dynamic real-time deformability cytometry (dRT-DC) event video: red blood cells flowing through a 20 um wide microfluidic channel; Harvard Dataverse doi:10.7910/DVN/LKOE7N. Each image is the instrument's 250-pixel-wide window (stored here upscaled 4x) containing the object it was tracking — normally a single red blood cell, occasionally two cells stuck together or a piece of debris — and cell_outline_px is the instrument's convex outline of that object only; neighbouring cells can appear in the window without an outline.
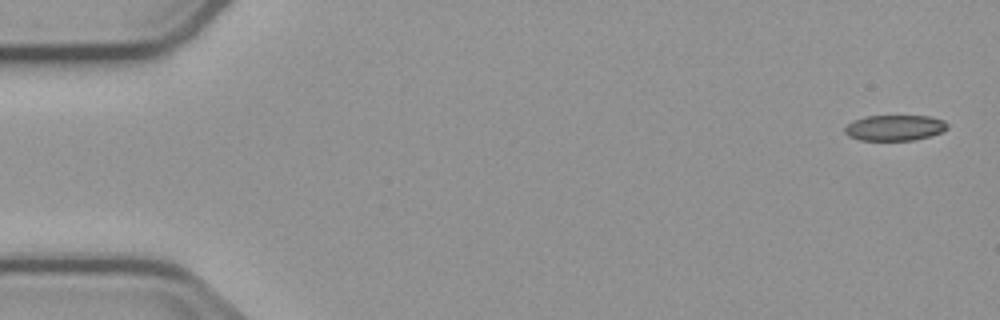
{"species": "common noctule bat (a hibernating species)", "species_latin": "Nyctalus noctula", "temperature_condition": "cold", "stored_images_in_passage": 4, "camera_frame_rate_fps": 3000, "um_per_image_px": 0.085, "animal": {"sex": "male", "body_mass_g": 23.1, "forearm_length_mm": 52.7}, "frame": {"image": 1, "passage_image": 1, "time_ms": 0.0, "image_size_px": [1000, 320], "cell_outline_px": [[948, 128], [940, 132], [928, 136], [912, 140], [860, 140], [848, 136], [844, 132], [844, 128], [852, 120], [864, 116], [928, 116], [944, 120], [948, 124]], "centroid_in_image_um": [76.01, 10.85], "position_along_channel_um": 9.0, "area_um2": 15.32}}